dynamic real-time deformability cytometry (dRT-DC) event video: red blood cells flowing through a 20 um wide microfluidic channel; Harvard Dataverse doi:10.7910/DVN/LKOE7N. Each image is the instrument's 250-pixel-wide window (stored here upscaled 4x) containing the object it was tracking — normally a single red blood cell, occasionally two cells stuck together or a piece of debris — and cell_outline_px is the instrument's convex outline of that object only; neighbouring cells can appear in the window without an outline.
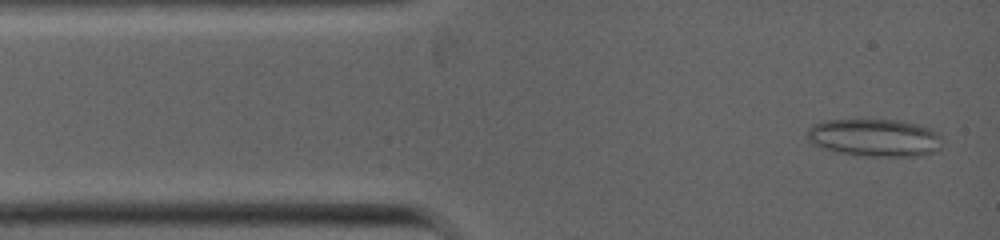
{"species": "common noctule bat (a hibernating species)", "species_latin": "Nyctalus noctula", "temperature_condition": "warm", "stored_images_in_passage": 77, "camera_frame_rate_fps": 5000, "um_per_image_px": 0.085, "animal": {"sex": "female", "body_mass_g": 19.0, "forearm_length_mm": 53.3}, "frame": {"image": 1, "passage_image": 3, "time_ms": 0.2, "image_size_px": [1000, 240], "cell_outline_px": [[940, 148], [936, 152], [920, 156], [860, 156], [836, 152], [812, 144], [804, 136], [808, 128], [812, 124], [824, 120], [896, 120], [916, 124], [932, 128], [940, 136]], "centroid_in_image_um": [74.3, 11.71], "position_along_channel_um": 10.7, "area_um2": 29.94}}
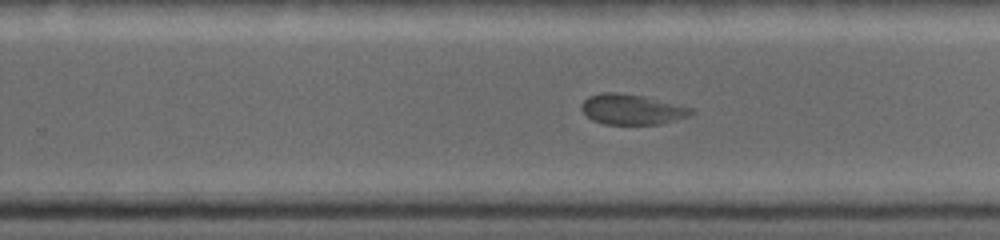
{"frame": {"image": 2, "passage_image": 41, "time_ms": 6.6, "image_size_px": [1000, 240], "cell_outline_px": [[696, 112], [688, 116], [676, 120], [660, 124], [604, 124], [592, 120], [580, 108], [580, 104], [588, 96], [600, 92], [616, 92], [644, 96], [692, 108]], "centroid_in_image_um": [53.69, 9.29], "position_along_channel_um": 276.1, "area_um2": 19.42}}
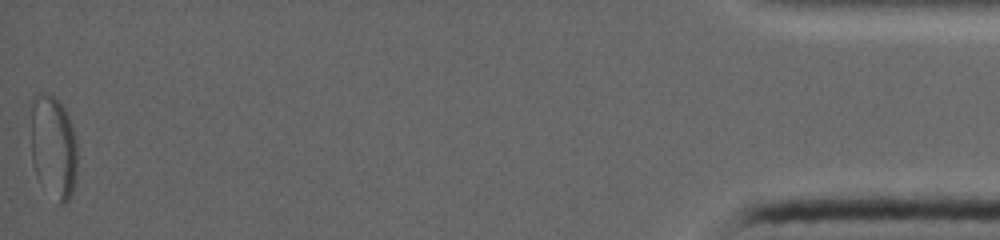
{"frame": {"image": 3, "passage_image": 77, "time_ms": 12.4, "image_size_px": [1000, 240], "cell_outline_px": [[76, 176], [72, 196], [68, 204], [60, 204], [36, 176], [32, 164], [32, 100], [40, 92], [44, 92], [56, 96], [68, 112], [72, 124], [76, 140]], "centroid_in_image_um": [4.56, 12.47], "position_along_channel_um": 430.6, "area_um2": 28.21}}